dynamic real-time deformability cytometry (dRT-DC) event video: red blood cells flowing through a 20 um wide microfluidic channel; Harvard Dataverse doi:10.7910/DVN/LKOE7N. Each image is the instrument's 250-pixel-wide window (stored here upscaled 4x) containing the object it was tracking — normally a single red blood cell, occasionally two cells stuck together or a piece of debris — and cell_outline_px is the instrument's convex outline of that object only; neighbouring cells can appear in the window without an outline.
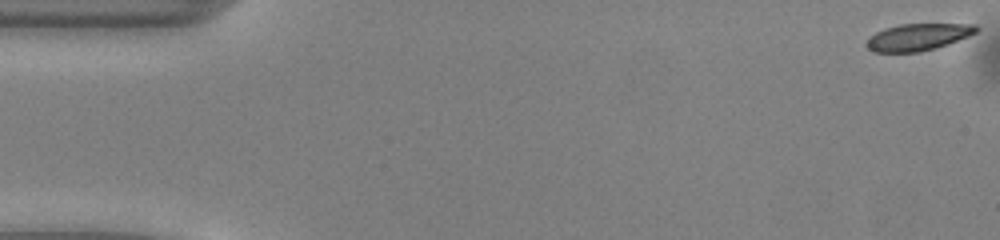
{"species": "common noctule bat (a hibernating species)", "species_latin": "Nyctalus noctula", "temperature_condition": "warm", "stored_images_in_passage": 51, "camera_frame_rate_fps": 3000, "um_per_image_px": 0.085, "animal": {"sex": "male", "body_mass_g": 13.0, "forearm_length_mm": 53.1}, "frame": {"image": 1, "passage_image": 1, "time_ms": 0.0, "image_size_px": [1000, 240], "cell_outline_px": [[980, 28], [976, 32], [968, 36], [948, 44], [936, 48], [920, 52], [872, 52], [864, 44], [876, 32], [884, 28], [900, 24], [976, 24]], "centroid_in_image_um": [78.03, 3.15], "position_along_channel_um": 7.0, "area_um2": 17.22}}
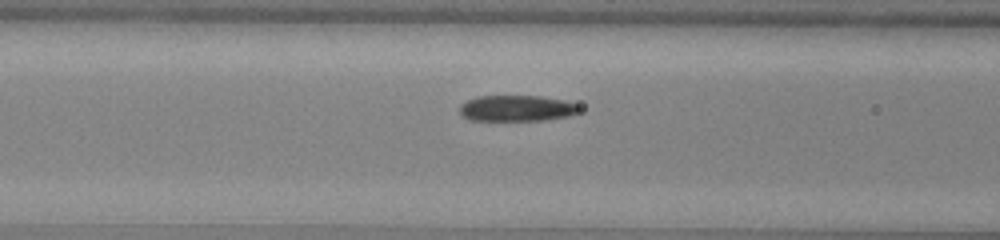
{"frame": {"image": 2, "passage_image": 20, "time_ms": 6.333, "image_size_px": [1000, 240], "cell_outline_px": [[580, 112], [568, 116], [544, 120], [468, 120], [460, 112], [460, 104], [476, 96], [540, 96], [564, 100], [576, 104], [580, 108]], "centroid_in_image_um": [43.92, 9.2], "position_along_channel_um": 122.7, "area_um2": 18.09}}
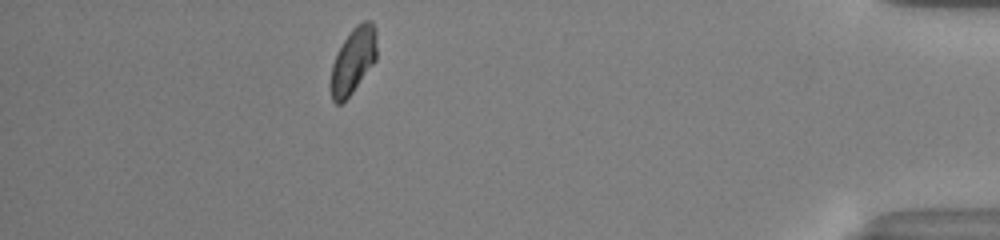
{"frame": {"image": 3, "passage_image": 45, "time_ms": 14.667, "image_size_px": [1000, 240], "cell_outline_px": [[376, 60], [352, 92], [340, 104], [336, 104], [332, 100], [328, 88], [328, 84], [332, 64], [336, 52], [352, 28], [356, 24], [364, 20], [372, 20], [376, 28]], "centroid_in_image_um": [29.98, 5.15], "position_along_channel_um": 405.2, "area_um2": 18.03}, "authors_computed_cell_mechanics": {"area_um2": 18.496, "velocity_mm_per_s": 4.0577, "shape_relaxation_time_tau1_ms": 2.6984, "shape_relaxation_time_tau2_ms": 10.0729, "deformation_change_tau1": 0.0963, "deformation_change_tau2": 0.1391}}